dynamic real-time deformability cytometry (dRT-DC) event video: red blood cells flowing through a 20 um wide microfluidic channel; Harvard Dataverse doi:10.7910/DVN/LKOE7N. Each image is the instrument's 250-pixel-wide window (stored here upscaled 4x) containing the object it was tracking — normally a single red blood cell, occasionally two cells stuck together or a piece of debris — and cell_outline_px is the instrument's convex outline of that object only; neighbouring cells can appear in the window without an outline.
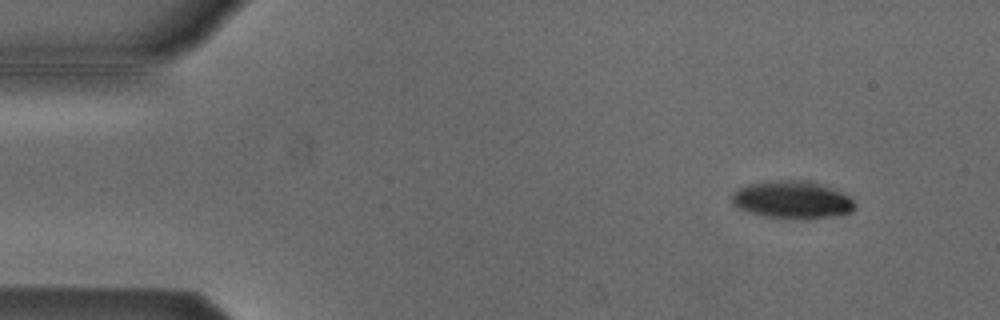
{"species": "Egyptian fruit bat (a non-hibernating species)", "species_latin": "Rousettus aegyptiacus", "temperature_condition": "cold", "stored_images_in_passage": 9, "camera_frame_rate_fps": 3000, "um_per_image_px": 0.085, "animal": {"sex": "male"}, "frame": {"image": 1, "passage_image": 1, "time_ms": 0.0, "image_size_px": [1000, 320], "cell_outline_px": [[856, 208], [852, 212], [828, 216], [764, 216], [748, 212], [732, 204], [732, 192], [748, 184], [776, 180], [800, 180], [816, 184], [840, 192], [848, 196], [856, 204]], "centroid_in_image_um": [67.28, 16.95], "position_along_channel_um": 17.7, "area_um2": 25.66}}